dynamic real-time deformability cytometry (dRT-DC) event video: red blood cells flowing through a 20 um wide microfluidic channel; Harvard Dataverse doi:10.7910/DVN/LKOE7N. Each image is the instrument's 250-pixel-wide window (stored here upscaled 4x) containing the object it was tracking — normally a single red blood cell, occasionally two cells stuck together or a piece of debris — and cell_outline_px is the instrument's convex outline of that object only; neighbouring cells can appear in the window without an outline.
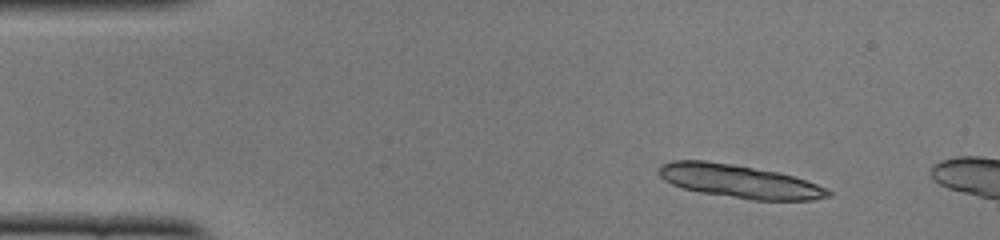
{"species": "common noctule bat (a hibernating species)", "species_latin": "Nyctalus noctula", "temperature_condition": "cold", "stored_images_in_passage": 4, "camera_frame_rate_fps": 3000, "um_per_image_px": 0.085, "animal": {"sex": "female", "body_mass_g": 22.0, "forearm_length_mm": 56.7}, "frame": {"image": 1, "passage_image": 1, "time_ms": 0.0, "image_size_px": [1000, 240], "cell_outline_px": [[832, 196], [812, 200], [752, 200], [700, 192], [684, 188], [672, 184], [664, 180], [656, 172], [660, 164], [672, 160], [704, 160], [732, 164], [776, 172], [792, 176], [816, 184], [832, 192]], "centroid_in_image_um": [62.78, 15.41], "position_along_channel_um": 22.2, "area_um2": 32.6}}